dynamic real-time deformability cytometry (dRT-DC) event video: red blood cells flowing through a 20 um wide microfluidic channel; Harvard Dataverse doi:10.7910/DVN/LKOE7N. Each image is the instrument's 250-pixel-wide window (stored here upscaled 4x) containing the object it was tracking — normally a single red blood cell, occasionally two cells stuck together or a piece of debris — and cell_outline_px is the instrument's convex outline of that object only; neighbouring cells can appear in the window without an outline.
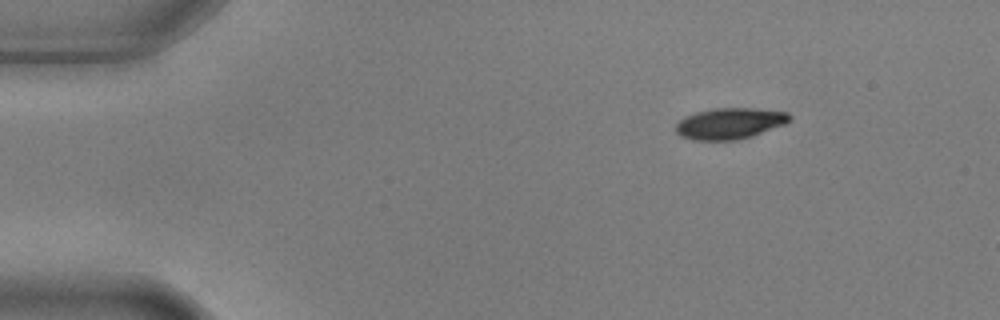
{"species": "common noctule bat (a hibernating species)", "species_latin": "Nyctalus noctula", "temperature_condition": "warm", "stored_images_in_passage": 2, "camera_frame_rate_fps": 3000, "um_per_image_px": 0.085, "animal": {"sex": "male", "body_mass_g": 17.9, "forearm_length_mm": 54.2}, "frame": {"image": 1, "passage_image": 1, "time_ms": 0.0, "image_size_px": [1000, 320], "cell_outline_px": [[792, 120], [784, 124], [752, 136], [736, 140], [692, 140], [680, 136], [676, 132], [676, 124], [684, 116], [696, 112], [716, 108], [752, 108], [788, 112], [792, 116]], "centroid_in_image_um": [62.03, 10.49], "position_along_channel_um": 23.0, "area_um2": 20.69}}